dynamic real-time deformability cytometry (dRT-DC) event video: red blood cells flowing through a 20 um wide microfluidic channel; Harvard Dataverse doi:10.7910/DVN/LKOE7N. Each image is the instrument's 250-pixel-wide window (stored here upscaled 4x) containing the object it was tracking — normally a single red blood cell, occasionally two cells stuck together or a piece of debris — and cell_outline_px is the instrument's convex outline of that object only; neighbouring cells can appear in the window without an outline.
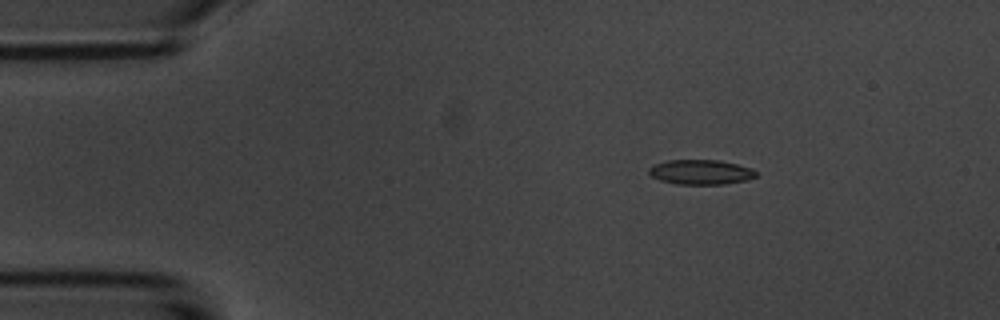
{"species": "common noctule bat (a hibernating species)", "species_latin": "Nyctalus noctula", "temperature_condition": "room temperature", "stored_images_in_passage": 4, "camera_frame_rate_fps": 3000, "um_per_image_px": 0.085, "animal": {"sex": "male", "body_mass_g": 20.1, "forearm_length_mm": 53.5}, "frame": {"image": 1, "passage_image": 2, "time_ms": 1.333, "image_size_px": [1000, 320], "cell_outline_px": [[756, 176], [744, 180], [724, 184], [676, 184], [660, 180], [652, 176], [648, 172], [648, 168], [656, 164], [668, 160], [720, 160], [752, 168], [756, 172]], "centroid_in_image_um": [59.54, 14.62], "position_along_channel_um": 25.5, "area_um2": 15.32}}
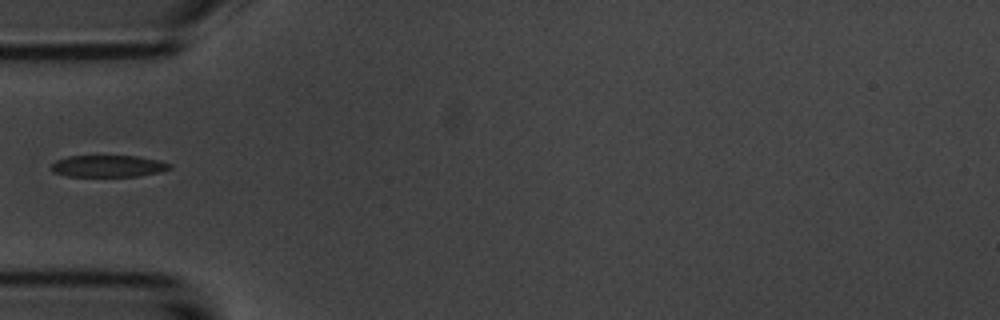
{"frame": {"image": 2, "passage_image": 4, "time_ms": 4.333, "image_size_px": [1000, 320], "cell_outline_px": [[172, 168], [156, 172], [136, 176], [68, 176], [52, 172], [52, 164], [56, 160], [68, 156], [136, 156], [160, 160], [172, 164]], "centroid_in_image_um": [9.19, 14.11], "position_along_channel_um": 75.8, "area_um2": 14.91}}